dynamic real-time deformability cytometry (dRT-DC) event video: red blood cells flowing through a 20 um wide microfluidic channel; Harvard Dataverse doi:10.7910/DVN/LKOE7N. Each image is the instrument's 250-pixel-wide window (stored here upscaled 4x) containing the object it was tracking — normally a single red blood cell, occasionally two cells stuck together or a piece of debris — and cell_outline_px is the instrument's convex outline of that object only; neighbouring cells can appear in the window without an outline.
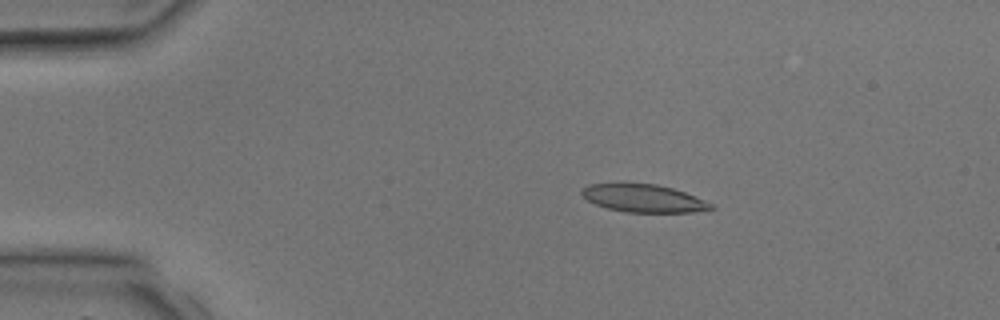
{"species": "common noctule bat (a hibernating species)", "species_latin": "Nyctalus noctula", "temperature_condition": "room temperature", "stored_images_in_passage": 3, "camera_frame_rate_fps": 3000, "um_per_image_px": 0.085, "animal": {"sex": "male", "body_mass_g": 17.9, "forearm_length_mm": 54.2}, "frame": {"image": 1, "passage_image": 2, "time_ms": 2.0, "image_size_px": [1000, 320], "cell_outline_px": [[716, 208], [692, 212], [624, 212], [608, 208], [596, 204], [588, 200], [580, 192], [580, 188], [588, 184], [620, 180], [656, 184], [672, 188], [684, 192], [704, 200], [712, 204]], "centroid_in_image_um": [54.6, 16.8], "position_along_channel_um": 30.4, "area_um2": 21.62}}